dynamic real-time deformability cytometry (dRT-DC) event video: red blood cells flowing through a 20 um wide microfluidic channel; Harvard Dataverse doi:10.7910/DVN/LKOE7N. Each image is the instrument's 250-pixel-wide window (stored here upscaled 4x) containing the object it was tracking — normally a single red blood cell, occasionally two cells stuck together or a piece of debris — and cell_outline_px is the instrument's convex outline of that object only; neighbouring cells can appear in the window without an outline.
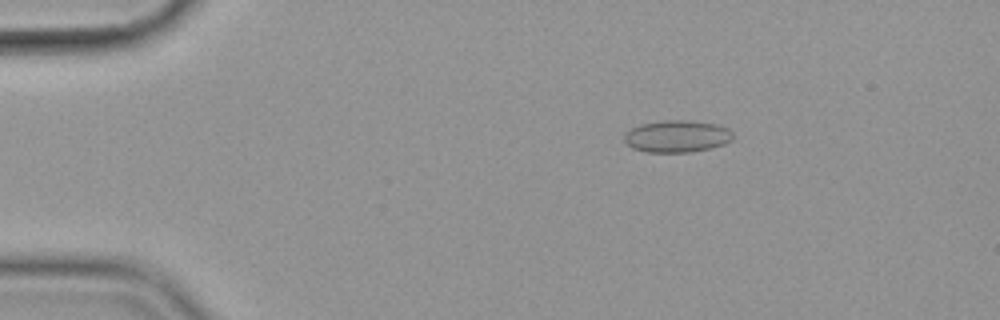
{"species": "common noctule bat (a hibernating species)", "species_latin": "Nyctalus noctula", "temperature_condition": "cold", "stored_images_in_passage": 56, "camera_frame_rate_fps": 3000, "um_per_image_px": 0.085, "animal": {"sex": "female", "body_mass_g": 19.9}, "frame": {"image": 1, "passage_image": 10, "time_ms": 3.0, "image_size_px": [1000, 320], "cell_outline_px": [[732, 140], [724, 144], [712, 148], [688, 152], [648, 152], [632, 148], [624, 140], [624, 132], [640, 124], [664, 120], [684, 120], [716, 124], [728, 128], [732, 132]], "centroid_in_image_um": [57.53, 11.58], "position_along_channel_um": 27.5, "area_um2": 20.29}}
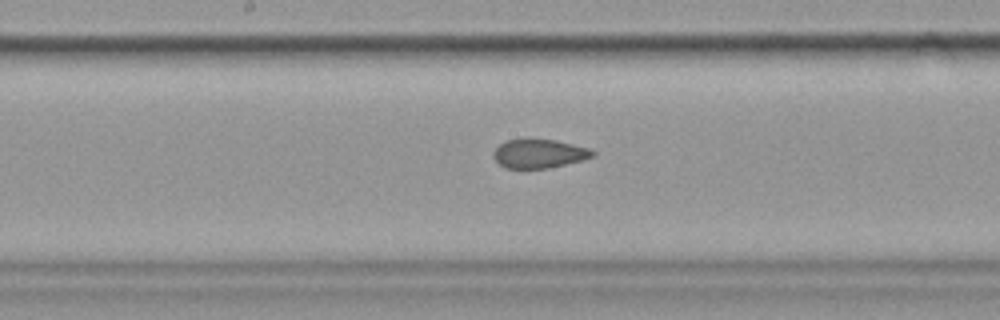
{"frame": {"image": 2, "passage_image": 30, "time_ms": 9.667, "image_size_px": [1000, 320], "cell_outline_px": [[596, 152], [592, 156], [584, 160], [548, 168], [504, 168], [492, 156], [492, 152], [504, 140], [524, 136], [528, 136], [556, 140], [592, 148]], "centroid_in_image_um": [45.8, 13.0], "position_along_channel_um": 202.4, "area_um2": 17.46}}
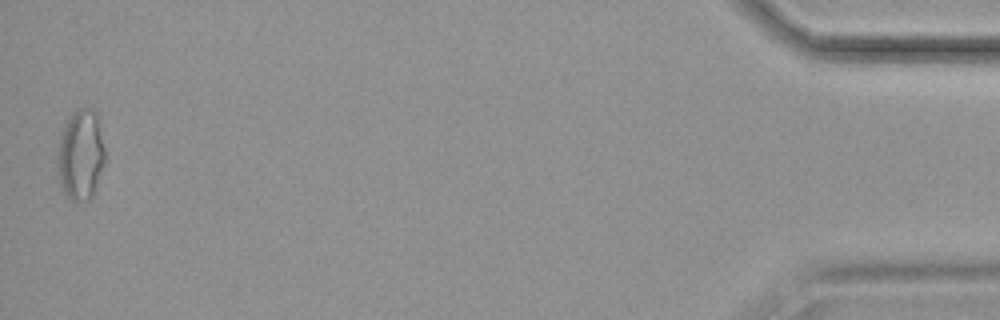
{"frame": {"image": 3, "passage_image": 56, "time_ms": 18.333, "image_size_px": [1000, 320], "cell_outline_px": [[104, 164], [92, 196], [88, 200], [72, 200], [60, 188], [56, 172], [56, 152], [60, 132], [64, 120], [76, 108], [92, 108], [96, 112], [104, 148]], "centroid_in_image_um": [6.79, 13.12], "position_along_channel_um": 428.4, "area_um2": 25.66}, "authors_computed_cell_mechanics": {"area_um2": 19.0162, "velocity_mm_per_s": 3.5987, "shape_relaxation_time_tau1_ms": null, "shape_relaxation_time_tau2_ms": 2.8052, "deformation_change_tau1": null, "deformation_change_tau2": 0.0595}}